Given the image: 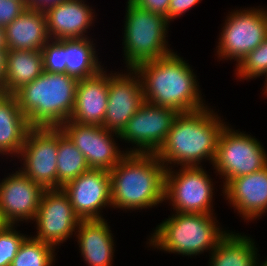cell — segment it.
<instances>
[{"mask_svg":"<svg viewBox=\"0 0 267 266\" xmlns=\"http://www.w3.org/2000/svg\"><path fill=\"white\" fill-rule=\"evenodd\" d=\"M259 266H267V259L264 262H262L261 264H259Z\"/></svg>","mask_w":267,"mask_h":266,"instance_id":"39","label":"cell"},{"mask_svg":"<svg viewBox=\"0 0 267 266\" xmlns=\"http://www.w3.org/2000/svg\"><path fill=\"white\" fill-rule=\"evenodd\" d=\"M8 223L4 220L2 213L0 212V231L6 226Z\"/></svg>","mask_w":267,"mask_h":266,"instance_id":"37","label":"cell"},{"mask_svg":"<svg viewBox=\"0 0 267 266\" xmlns=\"http://www.w3.org/2000/svg\"><path fill=\"white\" fill-rule=\"evenodd\" d=\"M78 79L67 73L44 71L15 96L31 127H60L74 108Z\"/></svg>","mask_w":267,"mask_h":266,"instance_id":"4","label":"cell"},{"mask_svg":"<svg viewBox=\"0 0 267 266\" xmlns=\"http://www.w3.org/2000/svg\"><path fill=\"white\" fill-rule=\"evenodd\" d=\"M128 74L109 73L108 102L103 127L120 134L144 102L141 79L135 68ZM134 74V75H133Z\"/></svg>","mask_w":267,"mask_h":266,"instance_id":"15","label":"cell"},{"mask_svg":"<svg viewBox=\"0 0 267 266\" xmlns=\"http://www.w3.org/2000/svg\"><path fill=\"white\" fill-rule=\"evenodd\" d=\"M59 128L83 153L91 169L111 171L128 154V151H121L114 141L113 136L118 138L119 134L103 126L66 122Z\"/></svg>","mask_w":267,"mask_h":266,"instance_id":"13","label":"cell"},{"mask_svg":"<svg viewBox=\"0 0 267 266\" xmlns=\"http://www.w3.org/2000/svg\"><path fill=\"white\" fill-rule=\"evenodd\" d=\"M236 76L239 79H256L262 75L267 78V37L253 51L236 64Z\"/></svg>","mask_w":267,"mask_h":266,"instance_id":"28","label":"cell"},{"mask_svg":"<svg viewBox=\"0 0 267 266\" xmlns=\"http://www.w3.org/2000/svg\"><path fill=\"white\" fill-rule=\"evenodd\" d=\"M57 154V189L91 169L83 153L60 128Z\"/></svg>","mask_w":267,"mask_h":266,"instance_id":"26","label":"cell"},{"mask_svg":"<svg viewBox=\"0 0 267 266\" xmlns=\"http://www.w3.org/2000/svg\"><path fill=\"white\" fill-rule=\"evenodd\" d=\"M62 190L81 220H103L102 208L112 206L111 179L107 170L90 169L66 183Z\"/></svg>","mask_w":267,"mask_h":266,"instance_id":"14","label":"cell"},{"mask_svg":"<svg viewBox=\"0 0 267 266\" xmlns=\"http://www.w3.org/2000/svg\"><path fill=\"white\" fill-rule=\"evenodd\" d=\"M46 189L21 170L0 182V212L8 224L34 220Z\"/></svg>","mask_w":267,"mask_h":266,"instance_id":"16","label":"cell"},{"mask_svg":"<svg viewBox=\"0 0 267 266\" xmlns=\"http://www.w3.org/2000/svg\"><path fill=\"white\" fill-rule=\"evenodd\" d=\"M43 72L41 50H8L4 93L15 94Z\"/></svg>","mask_w":267,"mask_h":266,"instance_id":"24","label":"cell"},{"mask_svg":"<svg viewBox=\"0 0 267 266\" xmlns=\"http://www.w3.org/2000/svg\"><path fill=\"white\" fill-rule=\"evenodd\" d=\"M265 82H266V83L264 84V86H265L264 89H265V90L263 89V91H264L263 94H265V95L267 96V78H265Z\"/></svg>","mask_w":267,"mask_h":266,"instance_id":"38","label":"cell"},{"mask_svg":"<svg viewBox=\"0 0 267 266\" xmlns=\"http://www.w3.org/2000/svg\"><path fill=\"white\" fill-rule=\"evenodd\" d=\"M27 8L25 0H0V26L10 24Z\"/></svg>","mask_w":267,"mask_h":266,"instance_id":"31","label":"cell"},{"mask_svg":"<svg viewBox=\"0 0 267 266\" xmlns=\"http://www.w3.org/2000/svg\"><path fill=\"white\" fill-rule=\"evenodd\" d=\"M172 52L135 67L141 79L144 101L178 113L207 107L189 63Z\"/></svg>","mask_w":267,"mask_h":266,"instance_id":"1","label":"cell"},{"mask_svg":"<svg viewBox=\"0 0 267 266\" xmlns=\"http://www.w3.org/2000/svg\"><path fill=\"white\" fill-rule=\"evenodd\" d=\"M30 128L15 94L0 93V154L18 157Z\"/></svg>","mask_w":267,"mask_h":266,"instance_id":"22","label":"cell"},{"mask_svg":"<svg viewBox=\"0 0 267 266\" xmlns=\"http://www.w3.org/2000/svg\"><path fill=\"white\" fill-rule=\"evenodd\" d=\"M66 0H27L29 8L45 12L47 9L54 7Z\"/></svg>","mask_w":267,"mask_h":266,"instance_id":"34","label":"cell"},{"mask_svg":"<svg viewBox=\"0 0 267 266\" xmlns=\"http://www.w3.org/2000/svg\"><path fill=\"white\" fill-rule=\"evenodd\" d=\"M225 125L208 106L179 113L165 142L155 154L166 169L172 168V164L181 167L202 166L200 163L203 159L213 164L218 138Z\"/></svg>","mask_w":267,"mask_h":266,"instance_id":"2","label":"cell"},{"mask_svg":"<svg viewBox=\"0 0 267 266\" xmlns=\"http://www.w3.org/2000/svg\"><path fill=\"white\" fill-rule=\"evenodd\" d=\"M4 28L8 50H41L50 40L45 13L29 7Z\"/></svg>","mask_w":267,"mask_h":266,"instance_id":"21","label":"cell"},{"mask_svg":"<svg viewBox=\"0 0 267 266\" xmlns=\"http://www.w3.org/2000/svg\"><path fill=\"white\" fill-rule=\"evenodd\" d=\"M59 127H31L18 157L20 170L45 189H57Z\"/></svg>","mask_w":267,"mask_h":266,"instance_id":"10","label":"cell"},{"mask_svg":"<svg viewBox=\"0 0 267 266\" xmlns=\"http://www.w3.org/2000/svg\"><path fill=\"white\" fill-rule=\"evenodd\" d=\"M165 172L155 153H128L109 171L112 207L139 210L162 203Z\"/></svg>","mask_w":267,"mask_h":266,"instance_id":"3","label":"cell"},{"mask_svg":"<svg viewBox=\"0 0 267 266\" xmlns=\"http://www.w3.org/2000/svg\"><path fill=\"white\" fill-rule=\"evenodd\" d=\"M109 75L103 69L79 79L73 113L67 122L102 126L108 102Z\"/></svg>","mask_w":267,"mask_h":266,"instance_id":"18","label":"cell"},{"mask_svg":"<svg viewBox=\"0 0 267 266\" xmlns=\"http://www.w3.org/2000/svg\"><path fill=\"white\" fill-rule=\"evenodd\" d=\"M229 204L243 219L254 220L267 212V166L231 179L222 190Z\"/></svg>","mask_w":267,"mask_h":266,"instance_id":"17","label":"cell"},{"mask_svg":"<svg viewBox=\"0 0 267 266\" xmlns=\"http://www.w3.org/2000/svg\"><path fill=\"white\" fill-rule=\"evenodd\" d=\"M124 21L123 50L128 68L160 59L173 52L168 47V20L159 14L141 9L130 0L127 1ZM167 35V36H166Z\"/></svg>","mask_w":267,"mask_h":266,"instance_id":"6","label":"cell"},{"mask_svg":"<svg viewBox=\"0 0 267 266\" xmlns=\"http://www.w3.org/2000/svg\"><path fill=\"white\" fill-rule=\"evenodd\" d=\"M257 252L250 236L228 232L210 253L209 266H259Z\"/></svg>","mask_w":267,"mask_h":266,"instance_id":"23","label":"cell"},{"mask_svg":"<svg viewBox=\"0 0 267 266\" xmlns=\"http://www.w3.org/2000/svg\"><path fill=\"white\" fill-rule=\"evenodd\" d=\"M15 224H8L0 231V266H10L18 249L27 237L15 230Z\"/></svg>","mask_w":267,"mask_h":266,"instance_id":"30","label":"cell"},{"mask_svg":"<svg viewBox=\"0 0 267 266\" xmlns=\"http://www.w3.org/2000/svg\"><path fill=\"white\" fill-rule=\"evenodd\" d=\"M92 11V7L85 4L84 0H66L47 9L44 13L49 38H88L85 33L96 19Z\"/></svg>","mask_w":267,"mask_h":266,"instance_id":"19","label":"cell"},{"mask_svg":"<svg viewBox=\"0 0 267 266\" xmlns=\"http://www.w3.org/2000/svg\"><path fill=\"white\" fill-rule=\"evenodd\" d=\"M201 0H170L168 8V22L173 21L177 17L183 16L194 5L199 3Z\"/></svg>","mask_w":267,"mask_h":266,"instance_id":"33","label":"cell"},{"mask_svg":"<svg viewBox=\"0 0 267 266\" xmlns=\"http://www.w3.org/2000/svg\"><path fill=\"white\" fill-rule=\"evenodd\" d=\"M224 25L216 47L218 58L234 59L239 64L267 37V9L234 10Z\"/></svg>","mask_w":267,"mask_h":266,"instance_id":"9","label":"cell"},{"mask_svg":"<svg viewBox=\"0 0 267 266\" xmlns=\"http://www.w3.org/2000/svg\"><path fill=\"white\" fill-rule=\"evenodd\" d=\"M56 247L31 237H26L10 266H51L55 262Z\"/></svg>","mask_w":267,"mask_h":266,"instance_id":"27","label":"cell"},{"mask_svg":"<svg viewBox=\"0 0 267 266\" xmlns=\"http://www.w3.org/2000/svg\"><path fill=\"white\" fill-rule=\"evenodd\" d=\"M253 137L228 125L221 130L212 166L224 178L223 187L233 178L267 166V153L260 141Z\"/></svg>","mask_w":267,"mask_h":266,"instance_id":"7","label":"cell"},{"mask_svg":"<svg viewBox=\"0 0 267 266\" xmlns=\"http://www.w3.org/2000/svg\"><path fill=\"white\" fill-rule=\"evenodd\" d=\"M7 51L0 50V93H4L5 77L7 73Z\"/></svg>","mask_w":267,"mask_h":266,"instance_id":"35","label":"cell"},{"mask_svg":"<svg viewBox=\"0 0 267 266\" xmlns=\"http://www.w3.org/2000/svg\"><path fill=\"white\" fill-rule=\"evenodd\" d=\"M33 238L58 246L76 232L81 219L75 214L68 195L61 189H46L41 198Z\"/></svg>","mask_w":267,"mask_h":266,"instance_id":"12","label":"cell"},{"mask_svg":"<svg viewBox=\"0 0 267 266\" xmlns=\"http://www.w3.org/2000/svg\"><path fill=\"white\" fill-rule=\"evenodd\" d=\"M178 112L144 101L118 139L135 144L128 153H156L165 142Z\"/></svg>","mask_w":267,"mask_h":266,"instance_id":"11","label":"cell"},{"mask_svg":"<svg viewBox=\"0 0 267 266\" xmlns=\"http://www.w3.org/2000/svg\"><path fill=\"white\" fill-rule=\"evenodd\" d=\"M0 50H8L6 43L5 28L0 26Z\"/></svg>","mask_w":267,"mask_h":266,"instance_id":"36","label":"cell"},{"mask_svg":"<svg viewBox=\"0 0 267 266\" xmlns=\"http://www.w3.org/2000/svg\"><path fill=\"white\" fill-rule=\"evenodd\" d=\"M94 47L93 40L88 38L65 39L66 73L79 80L104 69Z\"/></svg>","mask_w":267,"mask_h":266,"instance_id":"25","label":"cell"},{"mask_svg":"<svg viewBox=\"0 0 267 266\" xmlns=\"http://www.w3.org/2000/svg\"><path fill=\"white\" fill-rule=\"evenodd\" d=\"M165 172L164 200H169L175 212L214 214L213 182L202 166L180 167Z\"/></svg>","mask_w":267,"mask_h":266,"instance_id":"8","label":"cell"},{"mask_svg":"<svg viewBox=\"0 0 267 266\" xmlns=\"http://www.w3.org/2000/svg\"><path fill=\"white\" fill-rule=\"evenodd\" d=\"M44 71L66 73L65 39H50L41 49Z\"/></svg>","mask_w":267,"mask_h":266,"instance_id":"29","label":"cell"},{"mask_svg":"<svg viewBox=\"0 0 267 266\" xmlns=\"http://www.w3.org/2000/svg\"><path fill=\"white\" fill-rule=\"evenodd\" d=\"M75 235L88 266H112L115 243L107 220H81Z\"/></svg>","mask_w":267,"mask_h":266,"instance_id":"20","label":"cell"},{"mask_svg":"<svg viewBox=\"0 0 267 266\" xmlns=\"http://www.w3.org/2000/svg\"><path fill=\"white\" fill-rule=\"evenodd\" d=\"M141 9L164 16L168 20L170 0H130Z\"/></svg>","mask_w":267,"mask_h":266,"instance_id":"32","label":"cell"},{"mask_svg":"<svg viewBox=\"0 0 267 266\" xmlns=\"http://www.w3.org/2000/svg\"><path fill=\"white\" fill-rule=\"evenodd\" d=\"M175 213L157 225L149 238L151 247L191 257L212 252L228 233L213 214Z\"/></svg>","mask_w":267,"mask_h":266,"instance_id":"5","label":"cell"}]
</instances>
